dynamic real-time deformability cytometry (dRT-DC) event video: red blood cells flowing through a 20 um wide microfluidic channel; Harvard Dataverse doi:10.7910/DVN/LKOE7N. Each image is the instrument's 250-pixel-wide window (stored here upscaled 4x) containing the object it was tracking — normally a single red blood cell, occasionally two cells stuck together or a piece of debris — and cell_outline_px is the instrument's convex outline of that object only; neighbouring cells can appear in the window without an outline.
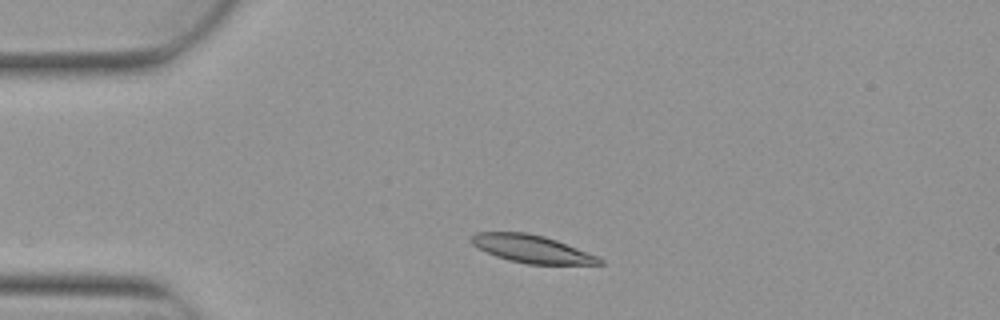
{"species": "Egyptian fruit bat (a non-hibernating species)", "species_latin": "Rousettus aegyptiacus", "temperature_condition": "warm", "stored_images_in_passage": 4, "camera_frame_rate_fps": 3000, "um_per_image_px": 0.085, "animal": {"sex": "female"}, "frame": {"image": 1, "passage_image": 2, "time_ms": 0.333, "image_size_px": [1000, 320], "cell_outline_px": [[604, 264], [528, 264], [508, 260], [496, 256], [472, 244], [472, 236], [476, 232], [528, 232], [544, 236], [556, 240], [596, 256], [604, 260]], "centroid_in_image_um": [45.2, 21.15], "position_along_channel_um": 39.8, "area_um2": 20.35}}
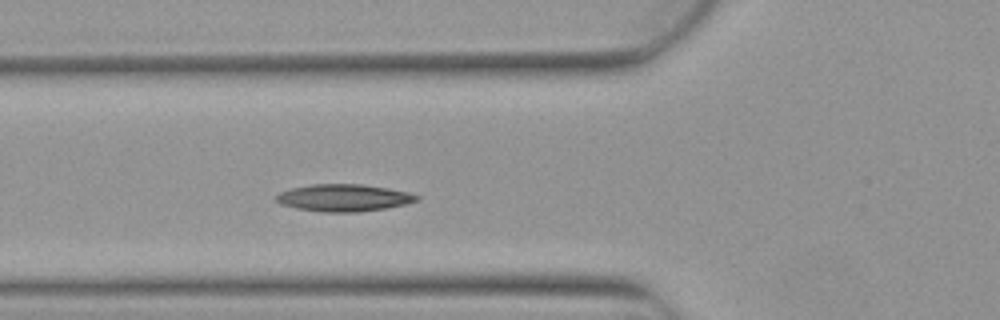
{"frame": {"image": 2, "passage_image": 4, "time_ms": 1.0, "image_size_px": [1000, 320], "cell_outline_px": [[420, 200], [404, 204], [384, 208], [360, 212], [324, 212], [296, 208], [280, 204], [276, 200], [276, 196], [280, 192], [292, 188], [312, 184], [360, 184], [388, 188], [408, 192], [420, 196]], "centroid_in_image_um": [29.22, 16.81], "position_along_channel_um": 96.6, "area_um2": 22.14}}